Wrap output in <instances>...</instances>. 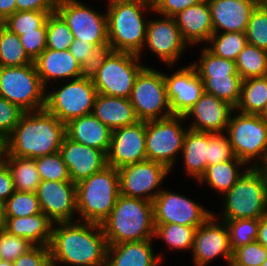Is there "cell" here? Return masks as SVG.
<instances>
[{"mask_svg":"<svg viewBox=\"0 0 267 266\" xmlns=\"http://www.w3.org/2000/svg\"><path fill=\"white\" fill-rule=\"evenodd\" d=\"M224 222L228 228L232 251L256 241L260 219H235Z\"/></svg>","mask_w":267,"mask_h":266,"instance_id":"7bdbcfd3","label":"cell"},{"mask_svg":"<svg viewBox=\"0 0 267 266\" xmlns=\"http://www.w3.org/2000/svg\"><path fill=\"white\" fill-rule=\"evenodd\" d=\"M239 113L234 117L230 115L227 137L234 156L247 165L256 158L250 167L257 168L258 163L267 159V124L260 115Z\"/></svg>","mask_w":267,"mask_h":266,"instance_id":"ba28073f","label":"cell"},{"mask_svg":"<svg viewBox=\"0 0 267 266\" xmlns=\"http://www.w3.org/2000/svg\"><path fill=\"white\" fill-rule=\"evenodd\" d=\"M34 61L25 52L19 36L0 23V67L23 66Z\"/></svg>","mask_w":267,"mask_h":266,"instance_id":"e575fe53","label":"cell"},{"mask_svg":"<svg viewBox=\"0 0 267 266\" xmlns=\"http://www.w3.org/2000/svg\"><path fill=\"white\" fill-rule=\"evenodd\" d=\"M262 266H267V259L263 262Z\"/></svg>","mask_w":267,"mask_h":266,"instance_id":"89a4df30","label":"cell"},{"mask_svg":"<svg viewBox=\"0 0 267 266\" xmlns=\"http://www.w3.org/2000/svg\"><path fill=\"white\" fill-rule=\"evenodd\" d=\"M181 121H185V117L178 115L146 121L147 160L159 162L169 170L173 168L188 131V127H182Z\"/></svg>","mask_w":267,"mask_h":266,"instance_id":"30bf717a","label":"cell"},{"mask_svg":"<svg viewBox=\"0 0 267 266\" xmlns=\"http://www.w3.org/2000/svg\"><path fill=\"white\" fill-rule=\"evenodd\" d=\"M24 114L17 105L0 96V138L5 140Z\"/></svg>","mask_w":267,"mask_h":266,"instance_id":"f907efd6","label":"cell"},{"mask_svg":"<svg viewBox=\"0 0 267 266\" xmlns=\"http://www.w3.org/2000/svg\"><path fill=\"white\" fill-rule=\"evenodd\" d=\"M55 11L67 23L74 38L95 46L109 42L106 13L100 14L78 0H57Z\"/></svg>","mask_w":267,"mask_h":266,"instance_id":"4fadbf2b","label":"cell"},{"mask_svg":"<svg viewBox=\"0 0 267 266\" xmlns=\"http://www.w3.org/2000/svg\"><path fill=\"white\" fill-rule=\"evenodd\" d=\"M234 111L235 108L228 102L204 92L184 117L185 119L190 116L194 117V122L192 121L189 129L207 133H222L226 131L230 115Z\"/></svg>","mask_w":267,"mask_h":266,"instance_id":"7402d4cb","label":"cell"},{"mask_svg":"<svg viewBox=\"0 0 267 266\" xmlns=\"http://www.w3.org/2000/svg\"><path fill=\"white\" fill-rule=\"evenodd\" d=\"M2 208H3V205L0 203V227L2 225Z\"/></svg>","mask_w":267,"mask_h":266,"instance_id":"a7ac6f4b","label":"cell"},{"mask_svg":"<svg viewBox=\"0 0 267 266\" xmlns=\"http://www.w3.org/2000/svg\"><path fill=\"white\" fill-rule=\"evenodd\" d=\"M100 225L107 245L154 239L153 203L119 194Z\"/></svg>","mask_w":267,"mask_h":266,"instance_id":"3957f363","label":"cell"},{"mask_svg":"<svg viewBox=\"0 0 267 266\" xmlns=\"http://www.w3.org/2000/svg\"><path fill=\"white\" fill-rule=\"evenodd\" d=\"M203 82L204 92L228 102L234 108L241 96L242 78L240 75L199 76Z\"/></svg>","mask_w":267,"mask_h":266,"instance_id":"836d02e7","label":"cell"},{"mask_svg":"<svg viewBox=\"0 0 267 266\" xmlns=\"http://www.w3.org/2000/svg\"><path fill=\"white\" fill-rule=\"evenodd\" d=\"M65 136L66 124L45 109L24 112L4 140V153L33 159L50 155L59 152Z\"/></svg>","mask_w":267,"mask_h":266,"instance_id":"7a4b0ae2","label":"cell"},{"mask_svg":"<svg viewBox=\"0 0 267 266\" xmlns=\"http://www.w3.org/2000/svg\"><path fill=\"white\" fill-rule=\"evenodd\" d=\"M259 4L267 9V0H259Z\"/></svg>","mask_w":267,"mask_h":266,"instance_id":"003e7915","label":"cell"},{"mask_svg":"<svg viewBox=\"0 0 267 266\" xmlns=\"http://www.w3.org/2000/svg\"><path fill=\"white\" fill-rule=\"evenodd\" d=\"M2 218L27 217L41 213L36 193L17 191L2 204Z\"/></svg>","mask_w":267,"mask_h":266,"instance_id":"f35d334b","label":"cell"},{"mask_svg":"<svg viewBox=\"0 0 267 266\" xmlns=\"http://www.w3.org/2000/svg\"><path fill=\"white\" fill-rule=\"evenodd\" d=\"M183 41L188 45L207 42L214 33L207 0L194 4L174 16Z\"/></svg>","mask_w":267,"mask_h":266,"instance_id":"cb8c5ba5","label":"cell"},{"mask_svg":"<svg viewBox=\"0 0 267 266\" xmlns=\"http://www.w3.org/2000/svg\"><path fill=\"white\" fill-rule=\"evenodd\" d=\"M16 11V0H0V23L4 22Z\"/></svg>","mask_w":267,"mask_h":266,"instance_id":"680465c9","label":"cell"},{"mask_svg":"<svg viewBox=\"0 0 267 266\" xmlns=\"http://www.w3.org/2000/svg\"><path fill=\"white\" fill-rule=\"evenodd\" d=\"M46 49L68 50L74 35L64 19L55 11L47 18Z\"/></svg>","mask_w":267,"mask_h":266,"instance_id":"60d3db41","label":"cell"},{"mask_svg":"<svg viewBox=\"0 0 267 266\" xmlns=\"http://www.w3.org/2000/svg\"><path fill=\"white\" fill-rule=\"evenodd\" d=\"M256 241L267 249V214L260 218Z\"/></svg>","mask_w":267,"mask_h":266,"instance_id":"91938a15","label":"cell"},{"mask_svg":"<svg viewBox=\"0 0 267 266\" xmlns=\"http://www.w3.org/2000/svg\"><path fill=\"white\" fill-rule=\"evenodd\" d=\"M139 55L112 51L104 60L93 80L97 93L119 98H130L135 80L145 67Z\"/></svg>","mask_w":267,"mask_h":266,"instance_id":"9c48e42d","label":"cell"},{"mask_svg":"<svg viewBox=\"0 0 267 266\" xmlns=\"http://www.w3.org/2000/svg\"><path fill=\"white\" fill-rule=\"evenodd\" d=\"M13 264L14 266H52L50 249L47 246H34L13 261Z\"/></svg>","mask_w":267,"mask_h":266,"instance_id":"f5cc1de1","label":"cell"},{"mask_svg":"<svg viewBox=\"0 0 267 266\" xmlns=\"http://www.w3.org/2000/svg\"><path fill=\"white\" fill-rule=\"evenodd\" d=\"M112 51L113 49L109 42L94 46L91 55L80 64L78 78L93 81L97 71Z\"/></svg>","mask_w":267,"mask_h":266,"instance_id":"c3c4849f","label":"cell"},{"mask_svg":"<svg viewBox=\"0 0 267 266\" xmlns=\"http://www.w3.org/2000/svg\"><path fill=\"white\" fill-rule=\"evenodd\" d=\"M54 224L57 228H54ZM107 242L101 225L92 222L53 223L49 244L52 266H105Z\"/></svg>","mask_w":267,"mask_h":266,"instance_id":"6da1fadb","label":"cell"},{"mask_svg":"<svg viewBox=\"0 0 267 266\" xmlns=\"http://www.w3.org/2000/svg\"><path fill=\"white\" fill-rule=\"evenodd\" d=\"M95 45L89 42H83L81 39L74 38L73 43L70 46L71 54L76 58L79 64H82L88 56L91 55V51Z\"/></svg>","mask_w":267,"mask_h":266,"instance_id":"6f0895ef","label":"cell"},{"mask_svg":"<svg viewBox=\"0 0 267 266\" xmlns=\"http://www.w3.org/2000/svg\"><path fill=\"white\" fill-rule=\"evenodd\" d=\"M235 63L242 80L267 76L266 50L247 43Z\"/></svg>","mask_w":267,"mask_h":266,"instance_id":"d590c367","label":"cell"},{"mask_svg":"<svg viewBox=\"0 0 267 266\" xmlns=\"http://www.w3.org/2000/svg\"><path fill=\"white\" fill-rule=\"evenodd\" d=\"M145 140L146 121H138L113 130L107 153V165L119 169L147 160Z\"/></svg>","mask_w":267,"mask_h":266,"instance_id":"e0dca14e","label":"cell"},{"mask_svg":"<svg viewBox=\"0 0 267 266\" xmlns=\"http://www.w3.org/2000/svg\"><path fill=\"white\" fill-rule=\"evenodd\" d=\"M154 254L152 239L112 244L107 246L105 266H159L162 255Z\"/></svg>","mask_w":267,"mask_h":266,"instance_id":"d4e9b609","label":"cell"},{"mask_svg":"<svg viewBox=\"0 0 267 266\" xmlns=\"http://www.w3.org/2000/svg\"><path fill=\"white\" fill-rule=\"evenodd\" d=\"M262 120L267 124V106L265 107L264 111L260 114Z\"/></svg>","mask_w":267,"mask_h":266,"instance_id":"e7e4bbea","label":"cell"},{"mask_svg":"<svg viewBox=\"0 0 267 266\" xmlns=\"http://www.w3.org/2000/svg\"><path fill=\"white\" fill-rule=\"evenodd\" d=\"M214 33L246 32L252 11L259 0H207Z\"/></svg>","mask_w":267,"mask_h":266,"instance_id":"603a6c76","label":"cell"},{"mask_svg":"<svg viewBox=\"0 0 267 266\" xmlns=\"http://www.w3.org/2000/svg\"><path fill=\"white\" fill-rule=\"evenodd\" d=\"M129 99L140 121L164 119L173 115L167 99L164 73L154 68L145 66L139 72Z\"/></svg>","mask_w":267,"mask_h":266,"instance_id":"8fae6325","label":"cell"},{"mask_svg":"<svg viewBox=\"0 0 267 266\" xmlns=\"http://www.w3.org/2000/svg\"><path fill=\"white\" fill-rule=\"evenodd\" d=\"M181 153L185 172L198 181L208 166V133L188 128Z\"/></svg>","mask_w":267,"mask_h":266,"instance_id":"f546056e","label":"cell"},{"mask_svg":"<svg viewBox=\"0 0 267 266\" xmlns=\"http://www.w3.org/2000/svg\"><path fill=\"white\" fill-rule=\"evenodd\" d=\"M59 153L74 183L103 170L107 165V155L96 148L86 146L64 137Z\"/></svg>","mask_w":267,"mask_h":266,"instance_id":"44dd1931","label":"cell"},{"mask_svg":"<svg viewBox=\"0 0 267 266\" xmlns=\"http://www.w3.org/2000/svg\"><path fill=\"white\" fill-rule=\"evenodd\" d=\"M4 152H5L4 140L0 138V163L3 161Z\"/></svg>","mask_w":267,"mask_h":266,"instance_id":"be15d7a7","label":"cell"},{"mask_svg":"<svg viewBox=\"0 0 267 266\" xmlns=\"http://www.w3.org/2000/svg\"><path fill=\"white\" fill-rule=\"evenodd\" d=\"M3 161L12 173L15 190L36 193L41 178L35 159L4 153Z\"/></svg>","mask_w":267,"mask_h":266,"instance_id":"1f68e13d","label":"cell"},{"mask_svg":"<svg viewBox=\"0 0 267 266\" xmlns=\"http://www.w3.org/2000/svg\"><path fill=\"white\" fill-rule=\"evenodd\" d=\"M247 43L267 51V9L258 4L252 11L247 29Z\"/></svg>","mask_w":267,"mask_h":266,"instance_id":"f6af8a7d","label":"cell"},{"mask_svg":"<svg viewBox=\"0 0 267 266\" xmlns=\"http://www.w3.org/2000/svg\"><path fill=\"white\" fill-rule=\"evenodd\" d=\"M267 106V76L242 80L238 112L260 115ZM240 110V111H239Z\"/></svg>","mask_w":267,"mask_h":266,"instance_id":"d6a6232c","label":"cell"},{"mask_svg":"<svg viewBox=\"0 0 267 266\" xmlns=\"http://www.w3.org/2000/svg\"><path fill=\"white\" fill-rule=\"evenodd\" d=\"M57 0H16L17 11H55Z\"/></svg>","mask_w":267,"mask_h":266,"instance_id":"9f6ffc18","label":"cell"},{"mask_svg":"<svg viewBox=\"0 0 267 266\" xmlns=\"http://www.w3.org/2000/svg\"><path fill=\"white\" fill-rule=\"evenodd\" d=\"M53 222L42 212L39 214L2 218L1 227L9 234L22 237L34 246H47L51 242Z\"/></svg>","mask_w":267,"mask_h":266,"instance_id":"f1b7e54d","label":"cell"},{"mask_svg":"<svg viewBox=\"0 0 267 266\" xmlns=\"http://www.w3.org/2000/svg\"><path fill=\"white\" fill-rule=\"evenodd\" d=\"M92 114L112 131L140 121L129 98L97 93Z\"/></svg>","mask_w":267,"mask_h":266,"instance_id":"83f0119b","label":"cell"},{"mask_svg":"<svg viewBox=\"0 0 267 266\" xmlns=\"http://www.w3.org/2000/svg\"><path fill=\"white\" fill-rule=\"evenodd\" d=\"M96 95L93 81L72 79L57 91L46 94L44 109L67 124L74 118L92 114Z\"/></svg>","mask_w":267,"mask_h":266,"instance_id":"7c38bea8","label":"cell"},{"mask_svg":"<svg viewBox=\"0 0 267 266\" xmlns=\"http://www.w3.org/2000/svg\"><path fill=\"white\" fill-rule=\"evenodd\" d=\"M208 42L212 46L206 48L214 55L236 61L247 44V37L245 32H219L213 33Z\"/></svg>","mask_w":267,"mask_h":266,"instance_id":"8d00e7d4","label":"cell"},{"mask_svg":"<svg viewBox=\"0 0 267 266\" xmlns=\"http://www.w3.org/2000/svg\"><path fill=\"white\" fill-rule=\"evenodd\" d=\"M257 168L261 171V173L264 176L265 183H266V189H267V159L265 160L264 163L259 164V166Z\"/></svg>","mask_w":267,"mask_h":266,"instance_id":"94428289","label":"cell"},{"mask_svg":"<svg viewBox=\"0 0 267 266\" xmlns=\"http://www.w3.org/2000/svg\"><path fill=\"white\" fill-rule=\"evenodd\" d=\"M41 181H71L59 152L35 158Z\"/></svg>","mask_w":267,"mask_h":266,"instance_id":"ee69618b","label":"cell"},{"mask_svg":"<svg viewBox=\"0 0 267 266\" xmlns=\"http://www.w3.org/2000/svg\"><path fill=\"white\" fill-rule=\"evenodd\" d=\"M223 197V221L260 219L267 214L266 183L256 167H245L242 176Z\"/></svg>","mask_w":267,"mask_h":266,"instance_id":"8992f818","label":"cell"},{"mask_svg":"<svg viewBox=\"0 0 267 266\" xmlns=\"http://www.w3.org/2000/svg\"><path fill=\"white\" fill-rule=\"evenodd\" d=\"M266 259L267 249L254 241L233 251L230 266H261Z\"/></svg>","mask_w":267,"mask_h":266,"instance_id":"7dc6e473","label":"cell"},{"mask_svg":"<svg viewBox=\"0 0 267 266\" xmlns=\"http://www.w3.org/2000/svg\"><path fill=\"white\" fill-rule=\"evenodd\" d=\"M37 73L44 87L51 79L56 81L64 78L76 79L79 74L80 64L71 54L70 50L45 49L35 60ZM48 81V82H47Z\"/></svg>","mask_w":267,"mask_h":266,"instance_id":"4316f807","label":"cell"},{"mask_svg":"<svg viewBox=\"0 0 267 266\" xmlns=\"http://www.w3.org/2000/svg\"><path fill=\"white\" fill-rule=\"evenodd\" d=\"M204 0H152L153 12L174 17L186 8Z\"/></svg>","mask_w":267,"mask_h":266,"instance_id":"db71d44e","label":"cell"},{"mask_svg":"<svg viewBox=\"0 0 267 266\" xmlns=\"http://www.w3.org/2000/svg\"><path fill=\"white\" fill-rule=\"evenodd\" d=\"M34 247L28 240L9 234L0 227V259L15 261Z\"/></svg>","mask_w":267,"mask_h":266,"instance_id":"bcb514c9","label":"cell"},{"mask_svg":"<svg viewBox=\"0 0 267 266\" xmlns=\"http://www.w3.org/2000/svg\"><path fill=\"white\" fill-rule=\"evenodd\" d=\"M0 266H14V264L11 261H6V260L0 259Z\"/></svg>","mask_w":267,"mask_h":266,"instance_id":"03108f58","label":"cell"},{"mask_svg":"<svg viewBox=\"0 0 267 266\" xmlns=\"http://www.w3.org/2000/svg\"><path fill=\"white\" fill-rule=\"evenodd\" d=\"M46 89L34 63L0 67V96L24 112H35L45 108Z\"/></svg>","mask_w":267,"mask_h":266,"instance_id":"52a82bcc","label":"cell"},{"mask_svg":"<svg viewBox=\"0 0 267 266\" xmlns=\"http://www.w3.org/2000/svg\"><path fill=\"white\" fill-rule=\"evenodd\" d=\"M154 237L175 250H192L195 231L198 227L183 226L179 224H154Z\"/></svg>","mask_w":267,"mask_h":266,"instance_id":"74e56055","label":"cell"},{"mask_svg":"<svg viewBox=\"0 0 267 266\" xmlns=\"http://www.w3.org/2000/svg\"><path fill=\"white\" fill-rule=\"evenodd\" d=\"M118 169L106 166L76 184L77 212L81 221L101 224L119 196Z\"/></svg>","mask_w":267,"mask_h":266,"instance_id":"5b68a950","label":"cell"},{"mask_svg":"<svg viewBox=\"0 0 267 266\" xmlns=\"http://www.w3.org/2000/svg\"><path fill=\"white\" fill-rule=\"evenodd\" d=\"M112 130L93 114L70 120L66 124V136L72 141L103 151L110 147Z\"/></svg>","mask_w":267,"mask_h":266,"instance_id":"484cf974","label":"cell"},{"mask_svg":"<svg viewBox=\"0 0 267 266\" xmlns=\"http://www.w3.org/2000/svg\"><path fill=\"white\" fill-rule=\"evenodd\" d=\"M53 12L55 11H16L2 24L11 32L20 36L23 32L41 28L46 23L48 16Z\"/></svg>","mask_w":267,"mask_h":266,"instance_id":"b9f144b4","label":"cell"},{"mask_svg":"<svg viewBox=\"0 0 267 266\" xmlns=\"http://www.w3.org/2000/svg\"><path fill=\"white\" fill-rule=\"evenodd\" d=\"M216 220L215 214H212L195 231L191 251L196 266H208V263L218 256H224L230 266L233 251L228 228L224 221L218 224Z\"/></svg>","mask_w":267,"mask_h":266,"instance_id":"2e32d148","label":"cell"},{"mask_svg":"<svg viewBox=\"0 0 267 266\" xmlns=\"http://www.w3.org/2000/svg\"><path fill=\"white\" fill-rule=\"evenodd\" d=\"M164 63L173 65L187 48L174 17L148 20L144 43Z\"/></svg>","mask_w":267,"mask_h":266,"instance_id":"ffe728a7","label":"cell"},{"mask_svg":"<svg viewBox=\"0 0 267 266\" xmlns=\"http://www.w3.org/2000/svg\"><path fill=\"white\" fill-rule=\"evenodd\" d=\"M47 22L38 29L19 36L25 52L34 61L46 49Z\"/></svg>","mask_w":267,"mask_h":266,"instance_id":"816d5d0a","label":"cell"},{"mask_svg":"<svg viewBox=\"0 0 267 266\" xmlns=\"http://www.w3.org/2000/svg\"><path fill=\"white\" fill-rule=\"evenodd\" d=\"M15 192L12 173L7 164L0 163V203L3 204Z\"/></svg>","mask_w":267,"mask_h":266,"instance_id":"11a10c76","label":"cell"},{"mask_svg":"<svg viewBox=\"0 0 267 266\" xmlns=\"http://www.w3.org/2000/svg\"><path fill=\"white\" fill-rule=\"evenodd\" d=\"M36 195L41 212L53 223L75 221L73 216L77 213L76 183L41 181Z\"/></svg>","mask_w":267,"mask_h":266,"instance_id":"ac0fdd59","label":"cell"},{"mask_svg":"<svg viewBox=\"0 0 267 266\" xmlns=\"http://www.w3.org/2000/svg\"><path fill=\"white\" fill-rule=\"evenodd\" d=\"M164 81L173 115L184 116L204 93L203 82L192 65L170 76L164 74Z\"/></svg>","mask_w":267,"mask_h":266,"instance_id":"d6986e66","label":"cell"},{"mask_svg":"<svg viewBox=\"0 0 267 266\" xmlns=\"http://www.w3.org/2000/svg\"><path fill=\"white\" fill-rule=\"evenodd\" d=\"M233 157L227 136L222 133H208V166L218 165Z\"/></svg>","mask_w":267,"mask_h":266,"instance_id":"681fc988","label":"cell"},{"mask_svg":"<svg viewBox=\"0 0 267 266\" xmlns=\"http://www.w3.org/2000/svg\"><path fill=\"white\" fill-rule=\"evenodd\" d=\"M107 8L108 41L113 51L141 56L148 23L142 12L153 11L152 2L110 3Z\"/></svg>","mask_w":267,"mask_h":266,"instance_id":"277c9868","label":"cell"},{"mask_svg":"<svg viewBox=\"0 0 267 266\" xmlns=\"http://www.w3.org/2000/svg\"><path fill=\"white\" fill-rule=\"evenodd\" d=\"M169 172L165 165L151 160L122 166L118 169L119 193L152 202Z\"/></svg>","mask_w":267,"mask_h":266,"instance_id":"5bb4252c","label":"cell"},{"mask_svg":"<svg viewBox=\"0 0 267 266\" xmlns=\"http://www.w3.org/2000/svg\"><path fill=\"white\" fill-rule=\"evenodd\" d=\"M201 52L199 63L191 64L199 76L239 75L235 61L218 57L206 47Z\"/></svg>","mask_w":267,"mask_h":266,"instance_id":"ab89813d","label":"cell"},{"mask_svg":"<svg viewBox=\"0 0 267 266\" xmlns=\"http://www.w3.org/2000/svg\"><path fill=\"white\" fill-rule=\"evenodd\" d=\"M152 203L154 224L198 227L213 213L194 200L163 188Z\"/></svg>","mask_w":267,"mask_h":266,"instance_id":"9a60e30c","label":"cell"},{"mask_svg":"<svg viewBox=\"0 0 267 266\" xmlns=\"http://www.w3.org/2000/svg\"><path fill=\"white\" fill-rule=\"evenodd\" d=\"M245 163L239 158L233 157L230 160L221 162L218 165L207 166L205 173L200 177L198 182L201 184L206 182L210 187L218 191L219 194H224L229 191L242 176L239 169ZM239 170V171H238Z\"/></svg>","mask_w":267,"mask_h":266,"instance_id":"4dcf8cb0","label":"cell"},{"mask_svg":"<svg viewBox=\"0 0 267 266\" xmlns=\"http://www.w3.org/2000/svg\"><path fill=\"white\" fill-rule=\"evenodd\" d=\"M152 2V0H109V4L110 3H120V2Z\"/></svg>","mask_w":267,"mask_h":266,"instance_id":"6125c7cd","label":"cell"}]
</instances>
